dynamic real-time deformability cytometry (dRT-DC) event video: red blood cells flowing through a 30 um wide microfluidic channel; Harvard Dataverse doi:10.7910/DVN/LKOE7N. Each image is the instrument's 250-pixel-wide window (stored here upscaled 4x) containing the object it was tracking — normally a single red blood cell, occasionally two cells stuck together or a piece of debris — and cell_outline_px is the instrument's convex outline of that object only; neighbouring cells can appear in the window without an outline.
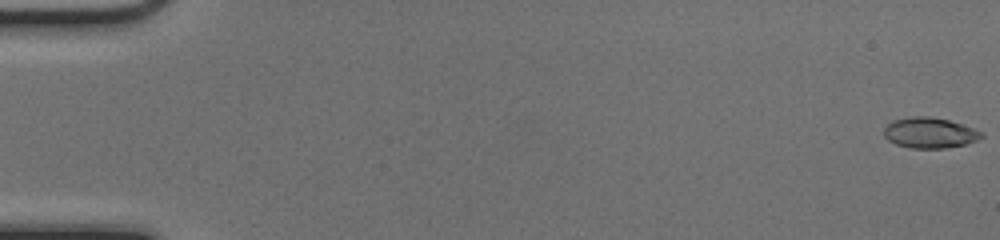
{"species": "common noctule bat (a hibernating species)", "species_latin": "Nyctalus noctula", "temperature_condition": "cold", "stored_images_in_passage": 51, "camera_frame_rate_fps": 3000, "um_per_image_px": 0.085, "animal": {"sex": "female", "body_mass_g": 17.0, "forearm_length_mm": 48.0}, "frame": {"image": 1, "passage_image": 1, "time_ms": 0.0, "image_size_px": [1000, 240], "cell_outline_px": [[984, 136], [976, 140], [964, 144], [944, 148], [908, 148], [896, 144], [888, 140], [884, 136], [884, 128], [892, 120], [912, 116], [928, 116], [948, 120], [984, 132]], "centroid_in_image_um": [78.99, 11.29], "position_along_channel_um": 6.0, "area_um2": 17.28}}
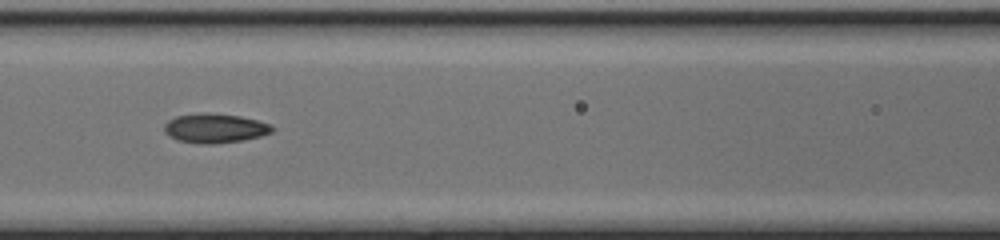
{"frame": {"image": 2, "passage_image": 24, "time_ms": 7.667, "image_size_px": [1000, 240], "cell_outline_px": [[276, 128], [272, 132], [260, 136], [244, 140], [212, 144], [200, 144], [176, 140], [168, 136], [164, 132], [164, 124], [168, 120], [176, 116], [240, 116], [272, 124]], "centroid_in_image_um": [18.29, 10.96], "position_along_channel_um": 148.3, "area_um2": 17.74}}
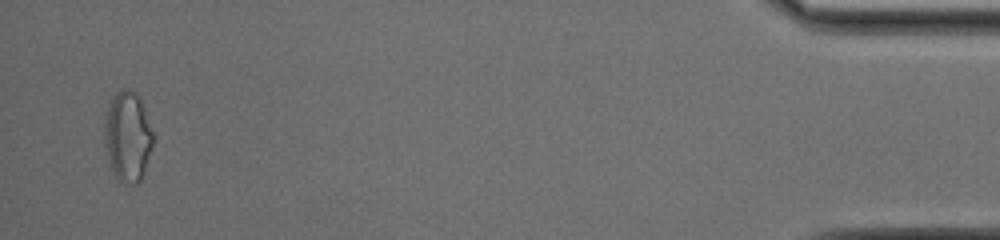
{"frame": {"image": 3, "passage_image": 50, "time_ms": 16.333, "image_size_px": [1000, 240], "cell_outline_px": [[156, 136], [152, 148], [140, 180], [136, 184], [124, 184], [116, 180], [104, 148], [104, 120], [108, 104], [112, 96], [116, 92], [124, 88], [128, 88], [136, 92], [140, 100]], "centroid_in_image_um": [10.84, 11.6], "position_along_channel_um": 424.4, "area_um2": 26.07}, "authors_computed_cell_mechanics": {"area_um2": 17.5712, "velocity_mm_per_s": 4.1474, "shape_relaxation_time_tau1_ms": 4.9807, "shape_relaxation_time_tau2_ms": 1.8071, "deformation_change_tau1": 0.1928, "deformation_change_tau2": 0.0834}}